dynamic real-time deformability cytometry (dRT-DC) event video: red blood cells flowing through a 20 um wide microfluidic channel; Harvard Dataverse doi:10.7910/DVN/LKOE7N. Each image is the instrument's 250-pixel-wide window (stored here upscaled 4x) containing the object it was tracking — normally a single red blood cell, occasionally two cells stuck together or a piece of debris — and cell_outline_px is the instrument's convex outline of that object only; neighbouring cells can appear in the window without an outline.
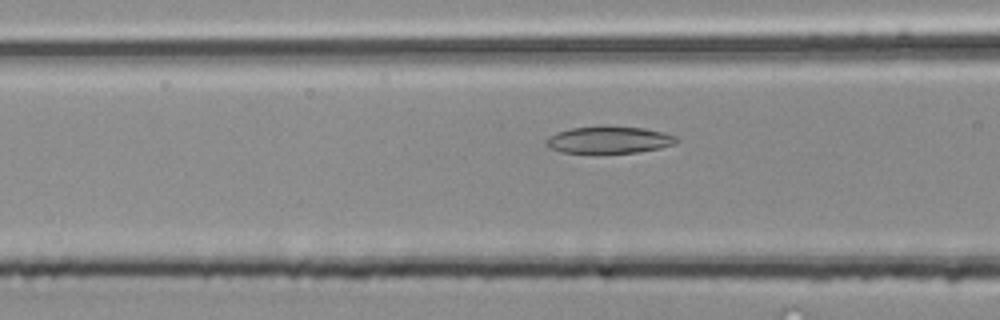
{"species": "common noctule bat (a hibernating species)", "species_latin": "Nyctalus noctula", "temperature_condition": "room temperature", "stored_images_in_passage": 43, "camera_frame_rate_fps": 3000, "um_per_image_px": 0.085, "animal": {"sex": "male", "body_mass_g": 20.4}, "frame": {"image": 1, "passage_image": 13, "time_ms": 4.0, "image_size_px": [1000, 320], "cell_outline_px": [[676, 140], [672, 144], [660, 148], [636, 152], [560, 152], [544, 144], [544, 140], [548, 136], [556, 132], [572, 128], [644, 128], [664, 132], [676, 136]], "centroid_in_image_um": [51.72, 11.9], "position_along_channel_um": 114.9, "area_um2": 19.59}}
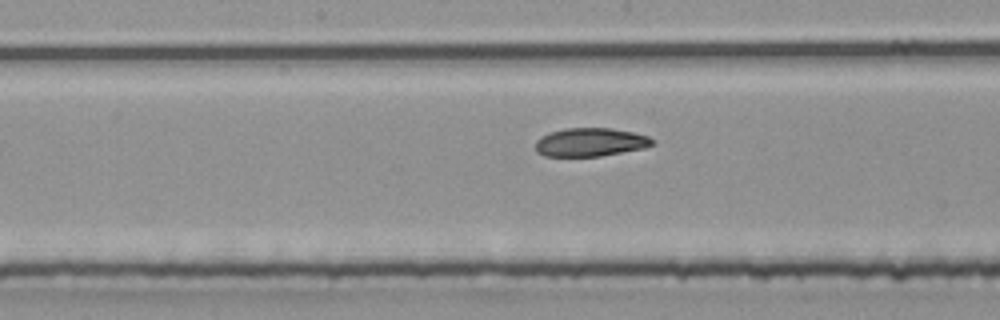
{"frame": {"image": 2, "passage_image": 19, "time_ms": 6.0, "image_size_px": [1000, 320], "cell_outline_px": [[656, 144], [644, 148], [600, 156], [544, 156], [536, 152], [536, 140], [540, 136], [548, 132], [564, 128], [612, 128], [632, 132], [648, 136]], "centroid_in_image_um": [50.15, 12.08], "position_along_channel_um": 198.0, "area_um2": 19.48}}
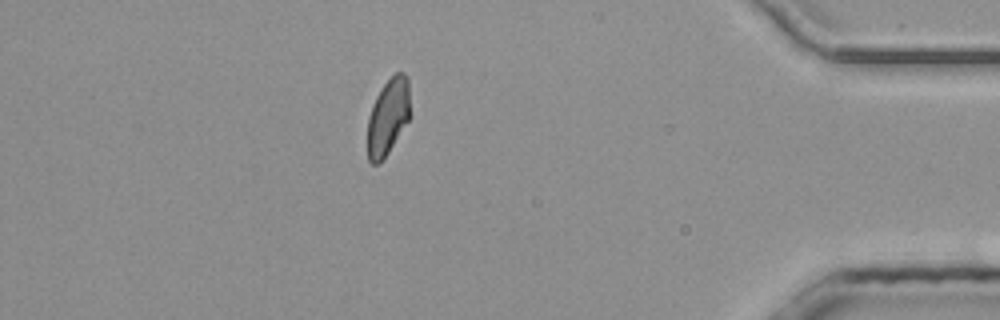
{"frame": {"image": 3, "passage_image": 37, "time_ms": 12.0, "image_size_px": [1000, 320], "cell_outline_px": [[408, 120], [384, 160], [380, 164], [372, 164], [368, 160], [368, 116], [372, 104], [380, 88], [396, 72], [404, 72], [408, 76]], "centroid_in_image_um": [32.95, 9.94], "position_along_channel_um": 402.3, "area_um2": 18.84}, "authors_computed_cell_mechanics": {"area_um2": 19.9988, "velocity_mm_per_s": 4.1463, "shape_relaxation_time_tau1_ms": 6.1456, "shape_relaxation_time_tau2_ms": 2.567, "deformation_change_tau1": 0.1658, "deformation_change_tau2": 0.0708}}